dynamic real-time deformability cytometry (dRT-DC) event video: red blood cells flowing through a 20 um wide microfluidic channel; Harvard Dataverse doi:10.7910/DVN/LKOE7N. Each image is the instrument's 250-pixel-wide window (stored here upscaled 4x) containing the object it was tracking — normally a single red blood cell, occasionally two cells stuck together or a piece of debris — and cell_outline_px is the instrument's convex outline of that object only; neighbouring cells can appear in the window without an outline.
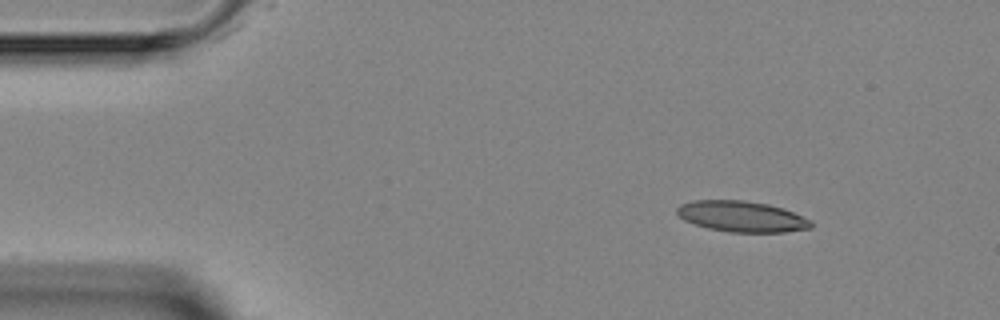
{"species": "Egyptian fruit bat (a non-hibernating species)", "species_latin": "Rousettus aegyptiacus", "temperature_condition": "room temperature", "stored_images_in_passage": 4, "camera_frame_rate_fps": 3000, "um_per_image_px": 0.085, "animal": {"sex": "female"}, "frame": {"image": 1, "passage_image": 1, "time_ms": 0.0, "image_size_px": [1000, 320], "cell_outline_px": [[812, 228], [784, 232], [728, 232], [708, 228], [684, 220], [676, 212], [676, 208], [680, 204], [692, 200], [744, 200], [768, 204], [792, 212], [812, 220]], "centroid_in_image_um": [63.03, 18.4], "position_along_channel_um": 22.0, "area_um2": 24.04}}
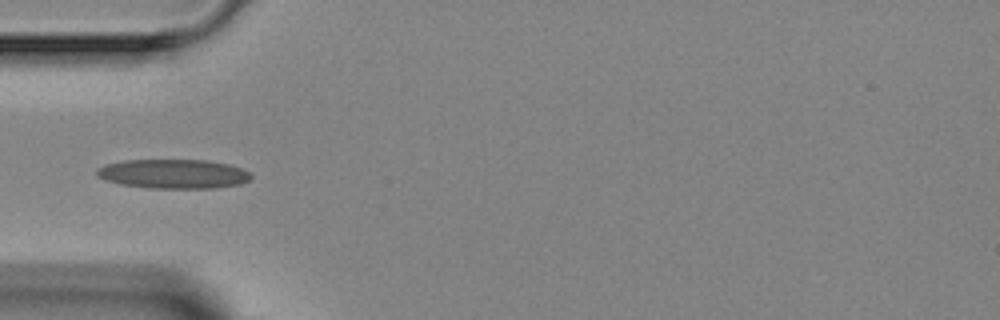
{"frame": {"image": 2, "passage_image": 3, "time_ms": 3.0, "image_size_px": [1000, 320], "cell_outline_px": [[252, 176], [248, 180], [240, 184], [216, 188], [148, 188], [120, 184], [104, 180], [96, 176], [96, 168], [104, 164], [124, 160], [208, 160], [228, 164], [240, 168], [248, 172]], "centroid_in_image_um": [14.68, 14.78], "position_along_channel_um": 70.3, "area_um2": 26.47}}
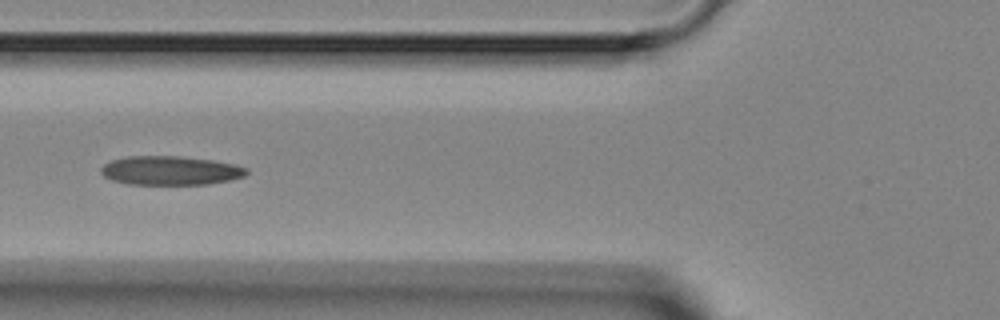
{"frame": {"image": 3, "passage_image": 4, "time_ms": 4.0, "image_size_px": [1000, 320], "cell_outline_px": [[248, 172], [244, 176], [228, 180], [208, 184], [128, 184], [112, 180], [104, 176], [100, 172], [100, 168], [104, 164], [112, 160], [128, 156], [180, 156], [212, 160], [236, 164], [248, 168]], "centroid_in_image_um": [14.48, 14.49], "position_along_channel_um": 111.3, "area_um2": 24.57}}